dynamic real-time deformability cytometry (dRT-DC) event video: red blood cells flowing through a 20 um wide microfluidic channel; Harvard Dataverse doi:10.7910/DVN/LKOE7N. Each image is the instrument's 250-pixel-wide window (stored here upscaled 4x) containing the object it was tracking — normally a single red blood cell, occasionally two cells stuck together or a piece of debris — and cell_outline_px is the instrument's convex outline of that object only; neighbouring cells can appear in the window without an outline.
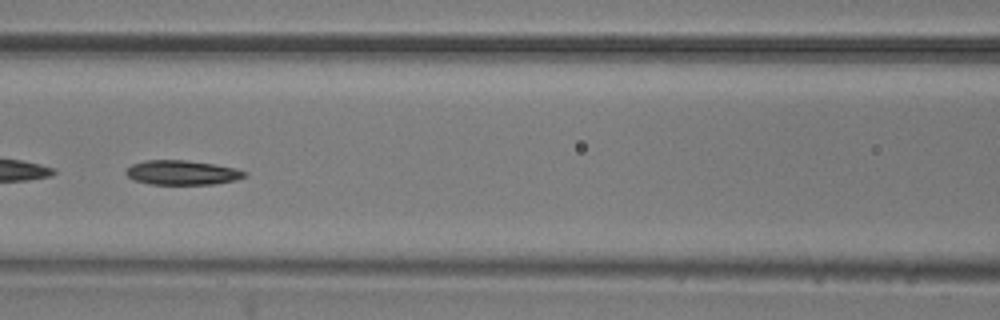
{"species": "common noctule bat (a hibernating species)", "species_latin": "Nyctalus noctula", "temperature_condition": "room temperature", "stored_images_in_passage": 52, "camera_frame_rate_fps": 3000, "um_per_image_px": 0.085, "animal": {"sex": "male", "body_mass_g": 20.5, "forearm_length_mm": 52.5}, "frame": {"image": 1, "passage_image": 23, "time_ms": 7.333, "image_size_px": [1000, 320], "cell_outline_px": [[248, 176], [236, 180], [212, 184], [148, 184], [136, 180], [128, 176], [124, 172], [132, 164], [144, 160], [184, 160], [216, 164], [236, 168], [248, 172]], "centroid_in_image_um": [15.52, 14.66], "position_along_channel_um": 151.1, "area_um2": 16.99}}
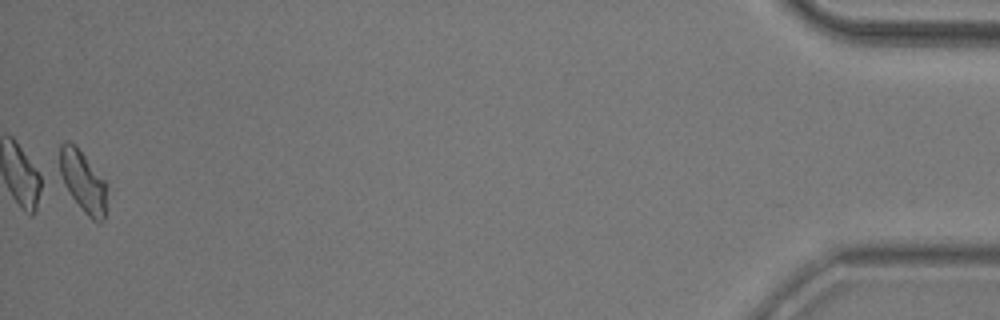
{"frame": {"image": 2, "passage_image": 52, "time_ms": 17.0, "image_size_px": [1000, 320], "cell_outline_px": [[104, 220], [100, 224], [92, 220], [84, 212], [72, 196], [64, 184], [60, 172], [60, 144], [64, 140], [68, 140], [76, 144], [104, 180]], "centroid_in_image_um": [7.01, 15.37], "position_along_channel_um": 428.2, "area_um2": 16.42}, "authors_computed_cell_mechanics": {"area_um2": 17.5134, "velocity_mm_per_s": 3.8371, "shape_relaxation_time_tau1_ms": 4.8277, "shape_relaxation_time_tau2_ms": null, "deformation_change_tau1": 0.1337, "deformation_change_tau2": null}}